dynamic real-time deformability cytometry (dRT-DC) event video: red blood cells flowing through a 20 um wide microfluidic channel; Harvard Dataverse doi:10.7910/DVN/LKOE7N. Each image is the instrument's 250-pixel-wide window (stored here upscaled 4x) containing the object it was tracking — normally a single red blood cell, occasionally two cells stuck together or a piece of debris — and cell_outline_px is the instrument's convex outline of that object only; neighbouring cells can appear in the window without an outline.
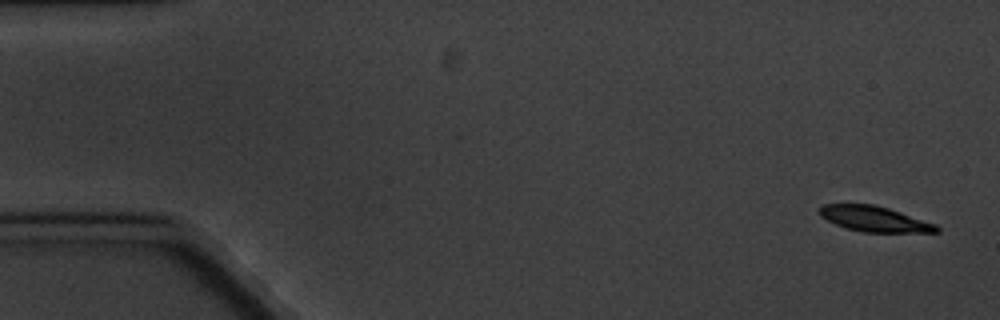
{"species": "common noctule bat (a hibernating species)", "species_latin": "Nyctalus noctula", "temperature_condition": "cold", "stored_images_in_passage": 8, "camera_frame_rate_fps": 3000, "um_per_image_px": 0.085, "animal": {"sex": "male", "body_mass_g": 20.1, "forearm_length_mm": 53.5}, "frame": {"image": 1, "passage_image": 1, "time_ms": 0.0, "image_size_px": [1000, 320], "cell_outline_px": [[940, 232], [860, 232], [844, 228], [820, 216], [820, 204], [872, 204], [888, 208], [936, 224], [940, 228]], "centroid_in_image_um": [74.32, 18.61], "position_along_channel_um": 10.7, "area_um2": 17.28}}
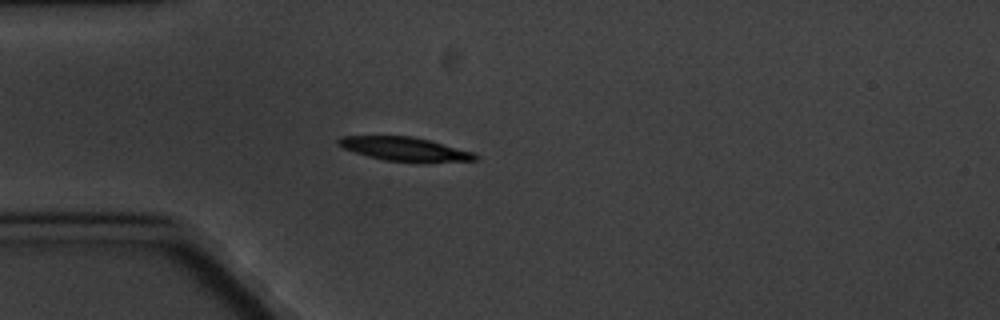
{"frame": {"image": 2, "passage_image": 5, "time_ms": 4.667, "image_size_px": [1000, 320], "cell_outline_px": [[480, 160], [428, 164], [416, 164], [384, 160], [368, 156], [344, 148], [336, 144], [336, 140], [340, 136], [412, 136], [428, 140], [472, 152], [480, 156]], "centroid_in_image_um": [34.47, 12.71], "position_along_channel_um": 50.5, "area_um2": 19.59}}